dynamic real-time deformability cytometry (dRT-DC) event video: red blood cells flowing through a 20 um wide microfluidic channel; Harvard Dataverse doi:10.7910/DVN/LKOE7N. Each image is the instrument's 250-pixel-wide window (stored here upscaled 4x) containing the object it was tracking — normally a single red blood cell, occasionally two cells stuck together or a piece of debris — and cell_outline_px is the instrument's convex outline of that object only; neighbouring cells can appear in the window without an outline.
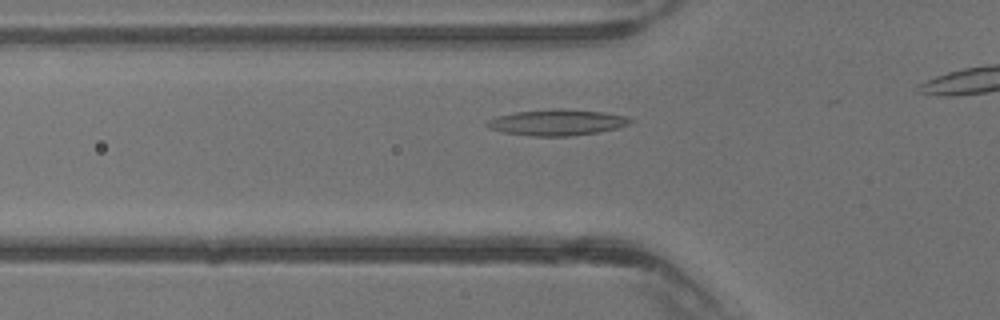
{"species": "common noctule bat (a hibernating species)", "species_latin": "Nyctalus noctula", "temperature_condition": "warm", "stored_images_in_passage": 11, "camera_frame_rate_fps": 3000, "um_per_image_px": 0.085, "animal": {"sex": "male", "body_mass_g": 13.3}, "frame": {"image": 1, "passage_image": 6, "time_ms": 1.667, "image_size_px": [1000, 320], "cell_outline_px": [[636, 120], [628, 124], [616, 128], [600, 132], [572, 136], [532, 136], [504, 132], [492, 128], [484, 124], [488, 120], [500, 116], [516, 112], [556, 108], [600, 112], [628, 116]], "centroid_in_image_um": [47.41, 10.41], "position_along_channel_um": 78.4, "area_um2": 21.5}}
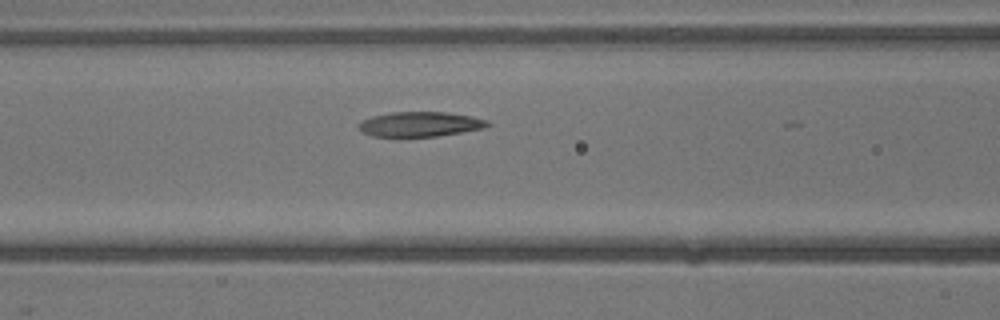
{"frame": {"image": 2, "passage_image": 9, "time_ms": 2.667, "image_size_px": [1000, 320], "cell_outline_px": [[492, 124], [484, 128], [436, 136], [400, 140], [372, 136], [360, 132], [356, 124], [360, 120], [372, 116], [392, 112], [448, 112], [472, 116], [488, 120]], "centroid_in_image_um": [35.6, 10.6], "position_along_channel_um": 131.0, "area_um2": 19.71}}